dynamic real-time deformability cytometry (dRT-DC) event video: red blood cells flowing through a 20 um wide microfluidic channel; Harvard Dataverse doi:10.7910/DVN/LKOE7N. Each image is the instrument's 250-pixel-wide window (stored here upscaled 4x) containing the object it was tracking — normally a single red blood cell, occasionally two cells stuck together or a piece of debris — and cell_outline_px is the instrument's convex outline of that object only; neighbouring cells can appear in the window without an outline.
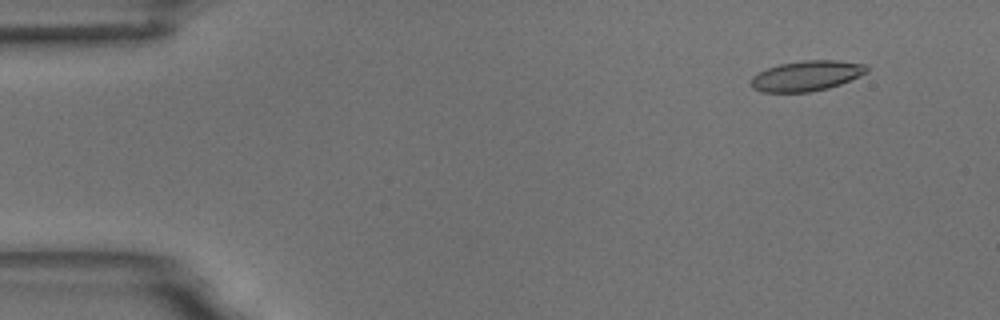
{"species": "common noctule bat (a hibernating species)", "species_latin": "Nyctalus noctula", "temperature_condition": "room temperature", "stored_images_in_passage": 52, "camera_frame_rate_fps": 3000, "um_per_image_px": 0.085, "animal": {"sex": "male", "body_mass_g": 18.8}, "frame": {"image": 1, "passage_image": 3, "time_ms": 0.667, "image_size_px": [1000, 320], "cell_outline_px": [[868, 72], [840, 84], [828, 88], [808, 92], [760, 92], [752, 88], [752, 76], [756, 72], [780, 64], [804, 60], [836, 60], [868, 64]], "centroid_in_image_um": [68.56, 6.44], "position_along_channel_um": 16.4, "area_um2": 20.46}}
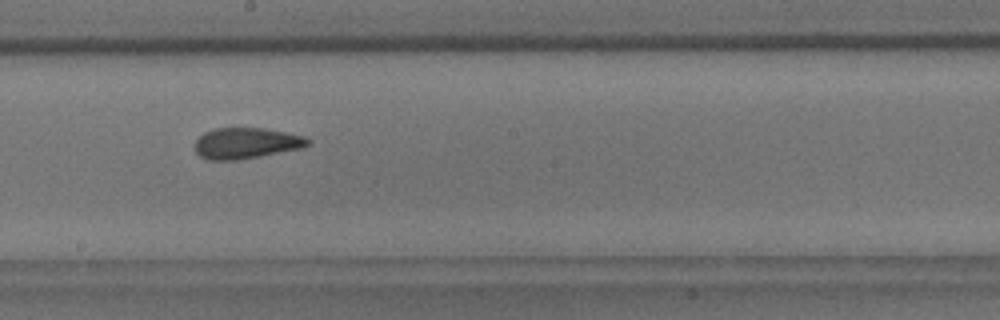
{"frame": {"image": 2, "passage_image": 28, "time_ms": 9.0, "image_size_px": [1000, 320], "cell_outline_px": [[312, 140], [308, 144], [300, 148], [260, 156], [236, 160], [208, 160], [200, 156], [196, 152], [196, 140], [204, 132], [212, 128], [264, 128], [304, 136]], "centroid_in_image_um": [20.9, 12.16], "position_along_channel_um": 227.3, "area_um2": 20.23}}
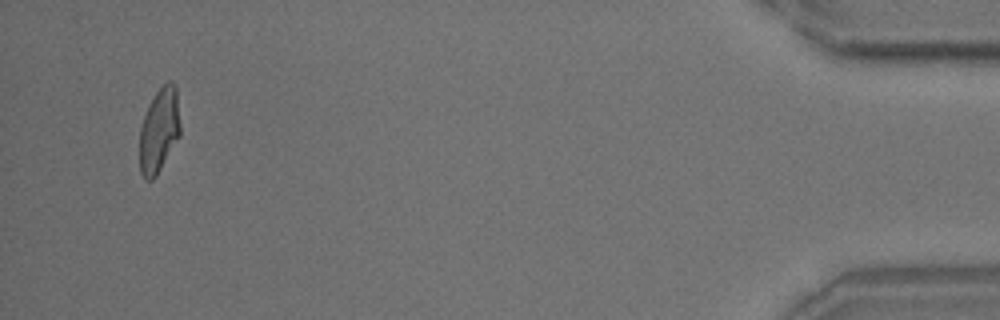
{"frame": {"image": 3, "passage_image": 50, "time_ms": 16.333, "image_size_px": [1000, 320], "cell_outline_px": [[180, 136], [156, 176], [152, 180], [144, 180], [140, 172], [140, 128], [148, 104], [156, 92], [168, 80], [172, 80], [176, 84], [180, 124]], "centroid_in_image_um": [13.54, 11.07], "position_along_channel_um": 421.7, "area_um2": 20.17}, "authors_computed_cell_mechanics": {"area_um2": 20.5768, "velocity_mm_per_s": 3.7282, "shape_relaxation_time_tau1_ms": 5.4527, "shape_relaxation_time_tau2_ms": 1.5499, "deformation_change_tau1": 0.1673, "deformation_change_tau2": 0.0946}}